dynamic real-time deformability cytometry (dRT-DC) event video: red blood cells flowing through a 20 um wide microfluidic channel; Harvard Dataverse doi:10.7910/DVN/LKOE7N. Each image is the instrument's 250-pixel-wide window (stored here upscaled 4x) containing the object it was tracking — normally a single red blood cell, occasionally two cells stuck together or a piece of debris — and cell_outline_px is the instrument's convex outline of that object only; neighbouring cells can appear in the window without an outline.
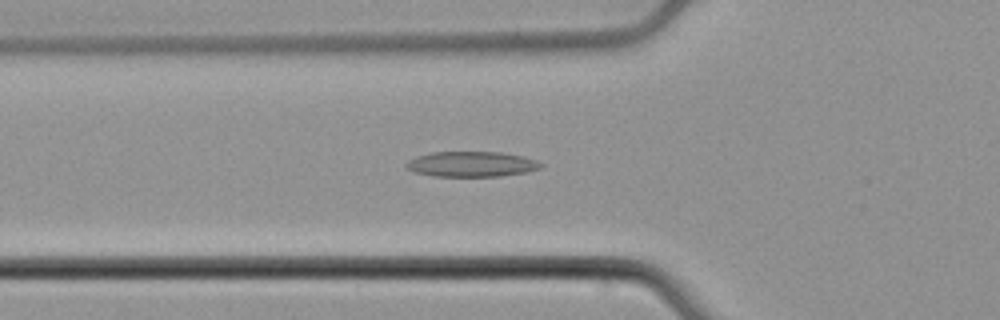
{"species": "common noctule bat (a hibernating species)", "species_latin": "Nyctalus noctula", "temperature_condition": "cold", "stored_images_in_passage": 42, "camera_frame_rate_fps": 3000, "um_per_image_px": 0.085, "animal": {"sex": "male", "body_mass_g": 21.5, "forearm_length_mm": 52.0}, "frame": {"image": 1, "passage_image": 7, "time_ms": 2.0, "image_size_px": [1000, 320], "cell_outline_px": [[544, 164], [540, 168], [524, 172], [500, 176], [432, 176], [416, 172], [404, 168], [404, 164], [408, 160], [416, 156], [432, 152], [500, 152], [524, 156], [536, 160]], "centroid_in_image_um": [40.04, 13.94], "position_along_channel_um": 85.8, "area_um2": 19.88}}
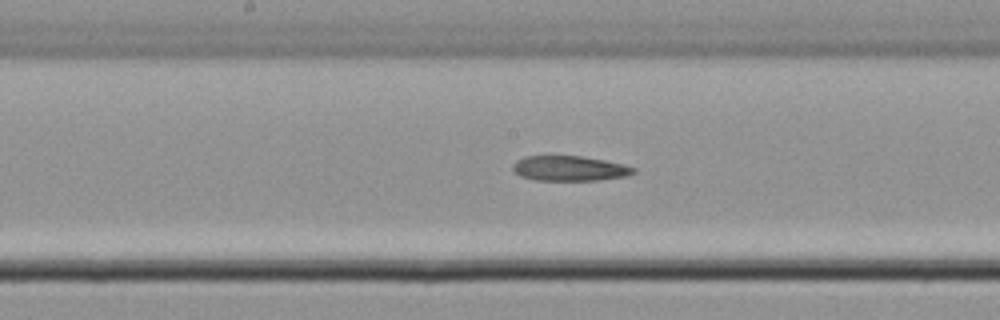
{"frame": {"image": 2, "passage_image": 16, "time_ms": 5.0, "image_size_px": [1000, 320], "cell_outline_px": [[636, 172], [628, 176], [600, 180], [532, 180], [520, 176], [512, 168], [512, 164], [516, 160], [524, 156], [580, 156], [604, 160], [624, 164], [636, 168]], "centroid_in_image_um": [48.42, 14.32], "position_along_channel_um": 199.8, "area_um2": 17.74}}
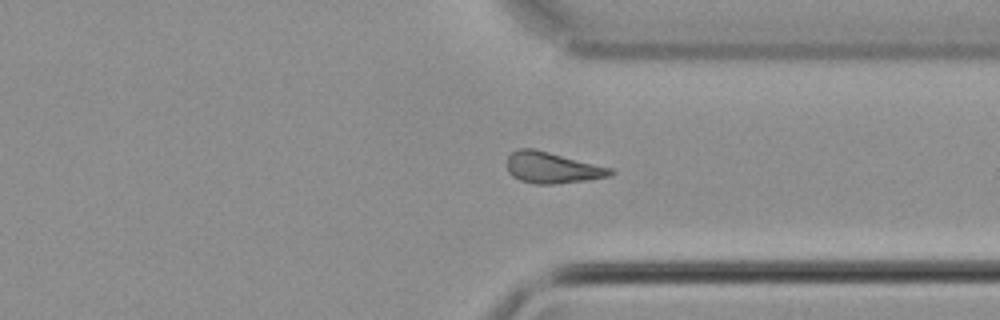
{"frame": {"image": 3, "passage_image": 29, "time_ms": 9.333, "image_size_px": [1000, 320], "cell_outline_px": [[616, 172], [612, 176], [588, 180], [552, 184], [536, 184], [520, 180], [512, 176], [508, 172], [508, 156], [516, 148], [532, 148], [612, 168]], "centroid_in_image_um": [46.95, 14.26], "position_along_channel_um": 364.4, "area_um2": 18.73}}